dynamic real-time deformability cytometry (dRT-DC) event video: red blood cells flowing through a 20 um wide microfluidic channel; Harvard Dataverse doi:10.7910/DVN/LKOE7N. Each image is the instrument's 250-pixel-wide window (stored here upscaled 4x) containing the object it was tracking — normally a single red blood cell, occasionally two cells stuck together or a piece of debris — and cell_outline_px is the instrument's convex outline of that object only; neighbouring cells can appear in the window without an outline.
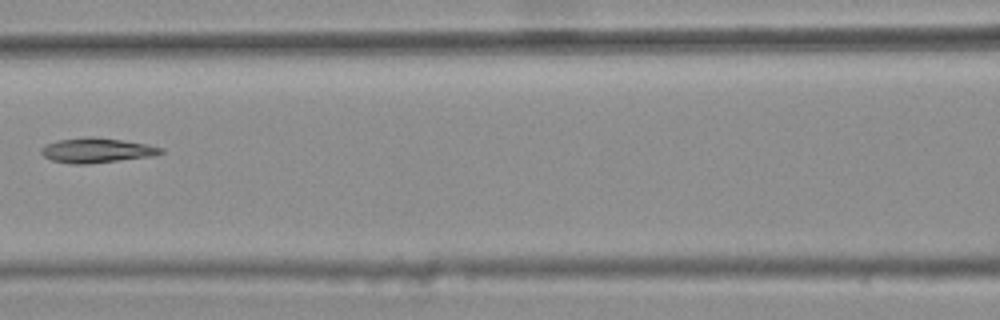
{"species": "common noctule bat (a hibernating species)", "species_latin": "Nyctalus noctula", "temperature_condition": "warm", "stored_images_in_passage": 4, "camera_frame_rate_fps": 3000, "um_per_image_px": 0.085, "animal": {"sex": "female", "body_mass_g": 25.1}, "frame": {"image": 1, "passage_image": 4, "time_ms": 1.0, "image_size_px": [1000, 320], "cell_outline_px": [[164, 152], [156, 156], [88, 164], [72, 164], [52, 160], [44, 156], [40, 152], [40, 148], [44, 144], [56, 140], [92, 136], [148, 144], [164, 148]], "centroid_in_image_um": [8.23, 12.78], "position_along_channel_um": 158.4, "area_um2": 17.51}}